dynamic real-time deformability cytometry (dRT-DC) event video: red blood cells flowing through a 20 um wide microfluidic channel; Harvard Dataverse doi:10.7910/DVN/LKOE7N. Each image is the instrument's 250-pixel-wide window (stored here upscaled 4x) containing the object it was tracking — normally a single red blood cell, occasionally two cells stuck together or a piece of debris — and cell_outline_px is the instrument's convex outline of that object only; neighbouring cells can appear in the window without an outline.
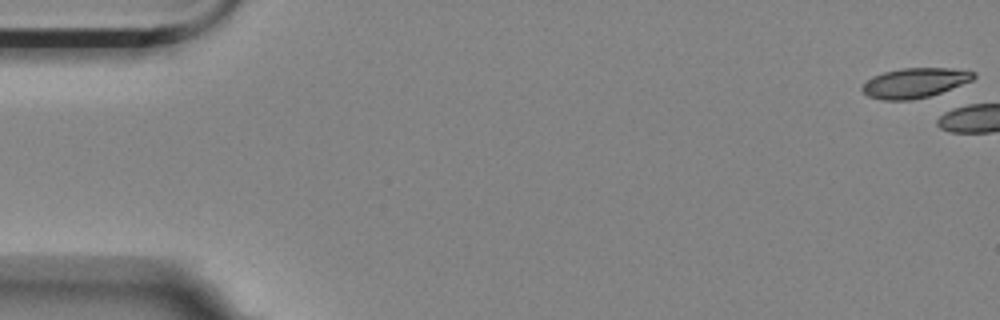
{"species": "Egyptian fruit bat (a non-hibernating species)", "species_latin": "Rousettus aegyptiacus", "temperature_condition": "room temperature", "stored_images_in_passage": 5, "camera_frame_rate_fps": 3000, "um_per_image_px": 0.085, "animal": {"sex": "female"}, "frame": {"image": 1, "passage_image": 1, "time_ms": 0.0, "image_size_px": [1000, 320], "cell_outline_px": [[976, 76], [972, 80], [940, 92], [928, 96], [912, 100], [884, 100], [868, 96], [860, 88], [872, 76], [884, 72], [900, 68], [952, 68], [976, 72]], "centroid_in_image_um": [77.74, 7.03], "position_along_channel_um": 7.3, "area_um2": 19.19}}